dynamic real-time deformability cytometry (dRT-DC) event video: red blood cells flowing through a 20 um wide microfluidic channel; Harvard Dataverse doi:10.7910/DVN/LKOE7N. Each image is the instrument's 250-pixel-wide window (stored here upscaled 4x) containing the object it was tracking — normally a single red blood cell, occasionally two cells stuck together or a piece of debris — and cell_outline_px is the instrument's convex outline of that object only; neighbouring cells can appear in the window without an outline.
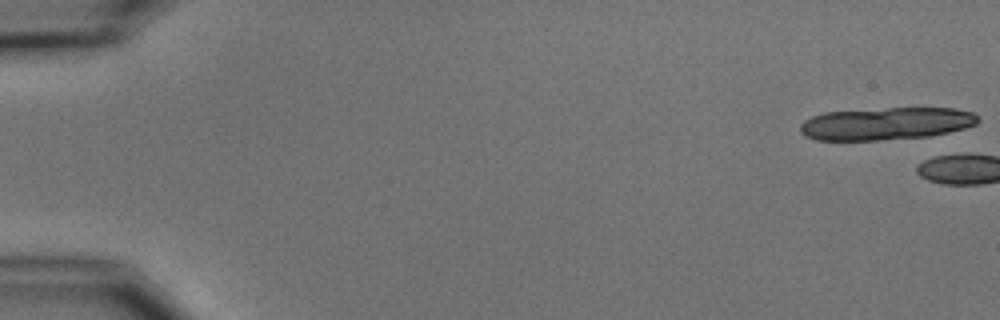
{"species": "common noctule bat (a hibernating species)", "species_latin": "Nyctalus noctula", "temperature_condition": "cold", "stored_images_in_passage": 2, "camera_frame_rate_fps": 3000, "um_per_image_px": 0.085, "animal": {"sex": "male", "body_mass_g": 15.6}, "frame": {"image": 1, "passage_image": 1, "time_ms": 0.0, "image_size_px": [1000, 320], "cell_outline_px": [[980, 120], [976, 124], [964, 128], [948, 132], [928, 136], [876, 140], [816, 140], [804, 136], [800, 132], [800, 124], [804, 120], [812, 116], [824, 112], [888, 108], [952, 108], [972, 112]], "centroid_in_image_um": [75.27, 10.5], "position_along_channel_um": 9.7, "area_um2": 33.58}}